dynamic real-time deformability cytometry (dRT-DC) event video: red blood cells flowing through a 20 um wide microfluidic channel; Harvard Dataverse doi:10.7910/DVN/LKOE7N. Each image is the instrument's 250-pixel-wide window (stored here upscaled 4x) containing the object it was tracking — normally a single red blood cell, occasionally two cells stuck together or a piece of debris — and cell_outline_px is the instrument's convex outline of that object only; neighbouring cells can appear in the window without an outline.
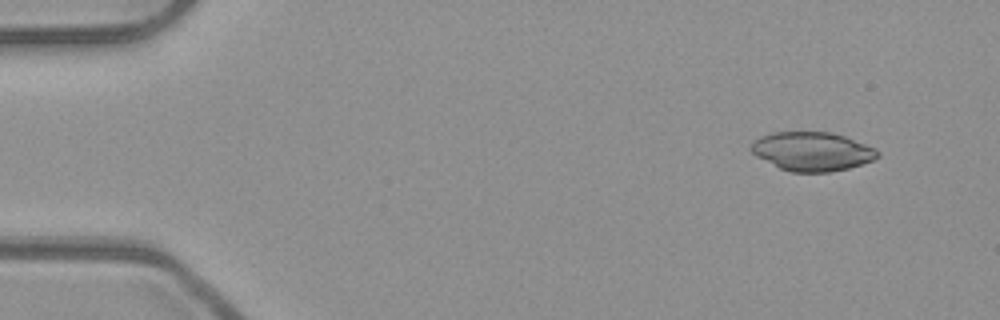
{"species": "common noctule bat (a hibernating species)", "species_latin": "Nyctalus noctula", "temperature_condition": "room temperature", "stored_images_in_passage": 48, "camera_frame_rate_fps": 3000, "um_per_image_px": 0.085, "animal": {"sex": "male", "body_mass_g": 23.1, "forearm_length_mm": 52.7}, "frame": {"image": 1, "passage_image": 1, "time_ms": 0.0, "image_size_px": [1000, 320], "cell_outline_px": [[880, 156], [872, 160], [848, 168], [828, 172], [792, 172], [780, 168], [756, 156], [748, 148], [752, 140], [760, 136], [772, 132], [832, 132], [844, 136], [864, 144], [880, 152]], "centroid_in_image_um": [68.97, 12.86], "position_along_channel_um": 16.0, "area_um2": 28.55}}